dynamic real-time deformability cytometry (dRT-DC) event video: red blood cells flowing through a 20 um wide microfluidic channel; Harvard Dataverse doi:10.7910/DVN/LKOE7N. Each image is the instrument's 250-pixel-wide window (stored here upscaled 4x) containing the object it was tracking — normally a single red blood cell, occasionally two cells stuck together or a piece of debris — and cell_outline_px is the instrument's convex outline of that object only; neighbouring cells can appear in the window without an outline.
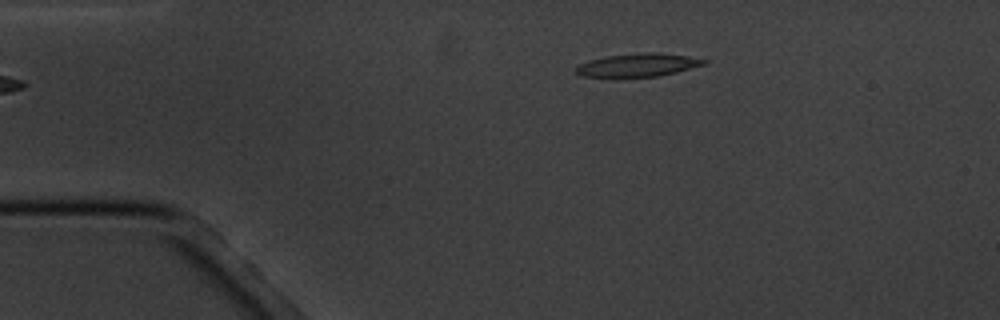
{"species": "common noctule bat (a hibernating species)", "species_latin": "Nyctalus noctula", "temperature_condition": "cold", "stored_images_in_passage": 5, "camera_frame_rate_fps": 3000, "um_per_image_px": 0.085, "animal": {"sex": "male", "body_mass_g": 20.1, "forearm_length_mm": 53.5}, "frame": {"image": 1, "passage_image": 5, "time_ms": 4.667, "image_size_px": [1000, 320], "cell_outline_px": [[708, 64], [676, 72], [656, 76], [612, 80], [580, 76], [576, 72], [576, 64], [588, 60], [604, 56], [644, 52], [660, 52], [708, 60]], "centroid_in_image_um": [54.1, 5.57], "position_along_channel_um": 30.9, "area_um2": 18.26}}